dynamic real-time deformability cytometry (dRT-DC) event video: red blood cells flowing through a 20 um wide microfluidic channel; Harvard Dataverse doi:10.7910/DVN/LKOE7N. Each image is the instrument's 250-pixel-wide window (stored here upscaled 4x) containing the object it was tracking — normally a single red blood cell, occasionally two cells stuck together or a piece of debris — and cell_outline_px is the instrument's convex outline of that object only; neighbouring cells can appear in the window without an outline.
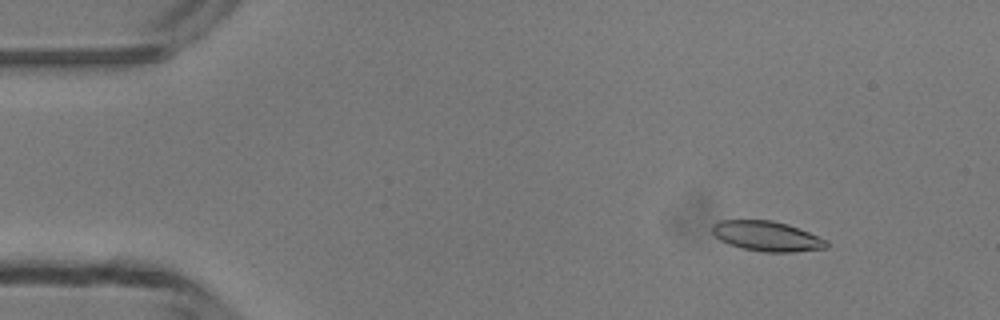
{"species": "common noctule bat (a hibernating species)", "species_latin": "Nyctalus noctula", "temperature_condition": "room temperature", "stored_images_in_passage": 6, "camera_frame_rate_fps": 3000, "um_per_image_px": 0.085, "animal": {"sex": "male", "body_mass_g": 13.3}, "frame": {"image": 1, "passage_image": 1, "time_ms": 0.0, "image_size_px": [1000, 320], "cell_outline_px": [[828, 248], [792, 252], [764, 252], [744, 248], [728, 244], [720, 240], [712, 232], [712, 224], [720, 220], [772, 220], [788, 224], [828, 240]], "centroid_in_image_um": [65.19, 20.07], "position_along_channel_um": 19.8, "area_um2": 20.0}}
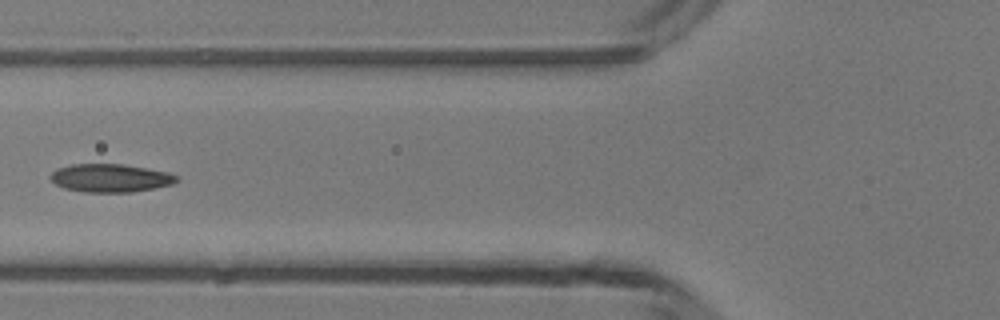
{"frame": {"image": 2, "passage_image": 5, "time_ms": 4.333, "image_size_px": [1000, 320], "cell_outline_px": [[180, 180], [172, 184], [132, 192], [84, 192], [64, 188], [56, 184], [48, 176], [56, 168], [72, 164], [124, 164], [168, 172], [176, 176]], "centroid_in_image_um": [9.36, 15.12], "position_along_channel_um": 116.4, "area_um2": 20.69}}
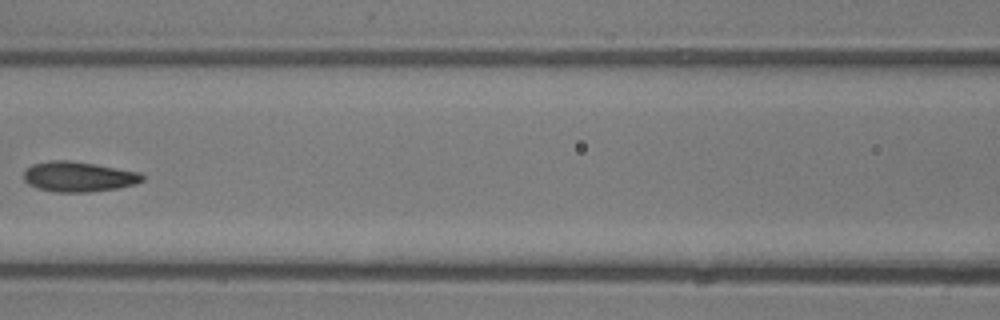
{"frame": {"image": 3, "passage_image": 6, "time_ms": 5.333, "image_size_px": [1000, 320], "cell_outline_px": [[144, 180], [132, 184], [116, 188], [88, 192], [56, 192], [36, 188], [28, 184], [24, 180], [24, 168], [32, 164], [52, 160], [68, 160], [96, 164], [140, 172], [144, 176]], "centroid_in_image_um": [6.63, 15.01], "position_along_channel_um": 160.0, "area_um2": 20.87}}